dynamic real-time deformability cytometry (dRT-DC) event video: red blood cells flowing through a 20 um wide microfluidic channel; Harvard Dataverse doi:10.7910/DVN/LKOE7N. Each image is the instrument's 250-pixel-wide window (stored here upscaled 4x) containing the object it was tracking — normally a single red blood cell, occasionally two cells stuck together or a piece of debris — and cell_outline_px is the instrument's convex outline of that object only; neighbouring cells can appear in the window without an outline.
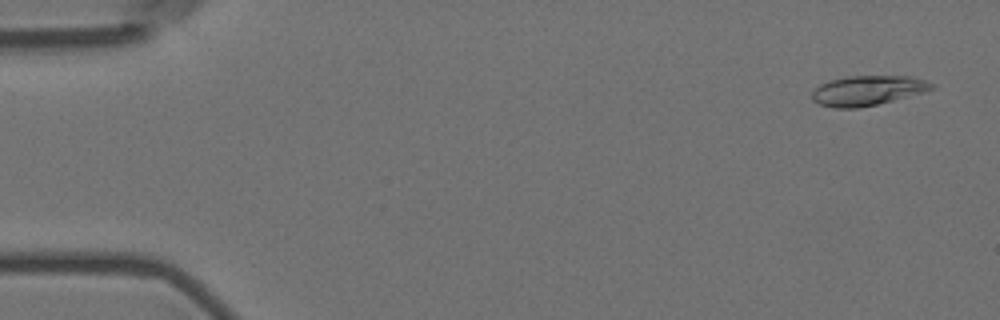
{"species": "Egyptian fruit bat (a non-hibernating species)", "species_latin": "Rousettus aegyptiacus", "temperature_condition": "room temperature", "stored_images_in_passage": 50, "camera_frame_rate_fps": 3000, "um_per_image_px": 0.085, "animal": {"sex": "female"}, "frame": {"image": 1, "passage_image": 3, "time_ms": 0.667, "image_size_px": [1000, 320], "cell_outline_px": [[936, 88], [924, 92], [860, 108], [832, 108], [820, 104], [812, 100], [812, 92], [820, 84], [828, 80], [848, 76], [908, 76], [928, 80], [936, 84]], "centroid_in_image_um": [73.76, 7.69], "position_along_channel_um": 11.2, "area_um2": 20.92}}
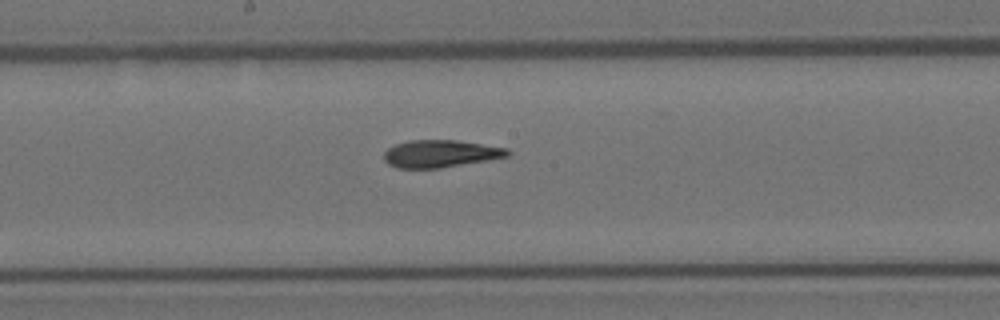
{"frame": {"image": 2, "passage_image": 30, "time_ms": 9.667, "image_size_px": [1000, 320], "cell_outline_px": [[512, 152], [508, 156], [488, 160], [440, 168], [396, 168], [388, 164], [384, 160], [384, 152], [388, 148], [396, 144], [408, 140], [456, 140], [508, 148]], "centroid_in_image_um": [37.43, 13.06], "position_along_channel_um": 210.8, "area_um2": 19.77}}
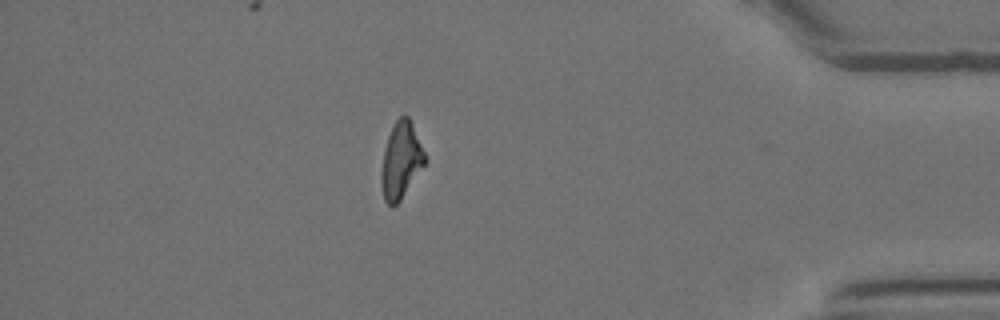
{"frame": {"image": 3, "passage_image": 49, "time_ms": 16.0, "image_size_px": [1000, 320], "cell_outline_px": [[428, 160], [400, 200], [392, 208], [384, 200], [380, 184], [380, 172], [384, 148], [388, 136], [396, 120], [400, 116], [408, 116], [412, 124]], "centroid_in_image_um": [34.06, 13.67], "position_along_channel_um": 401.1, "area_um2": 19.42}, "authors_computed_cell_mechanics": {"area_um2": 20.2589, "velocity_mm_per_s": 3.6308, "shape_relaxation_time_tau1_ms": 9.3395, "shape_relaxation_time_tau2_ms": 3.5245, "deformation_change_tau1": 0.2378, "deformation_change_tau2": 0.1237}}